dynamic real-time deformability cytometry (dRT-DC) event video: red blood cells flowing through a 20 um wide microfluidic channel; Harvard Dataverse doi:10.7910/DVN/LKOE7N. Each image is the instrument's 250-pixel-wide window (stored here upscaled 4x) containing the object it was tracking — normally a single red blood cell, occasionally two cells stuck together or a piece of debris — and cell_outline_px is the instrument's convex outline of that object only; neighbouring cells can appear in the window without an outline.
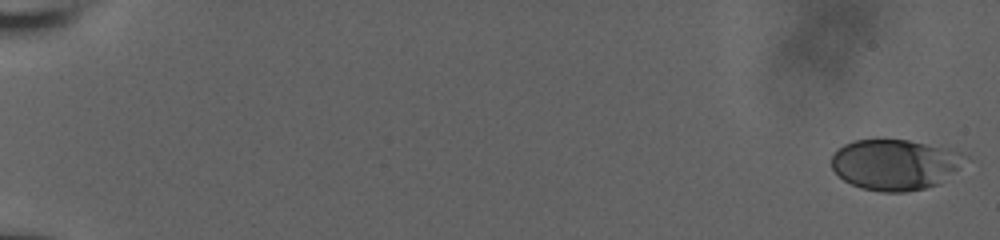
{"species": "human", "species_latin": "Homo sapiens", "temperature_condition": "room temperature", "stored_images_in_passage": 58, "camera_frame_rate_fps": 3000, "um_per_image_px": 0.085, "donor": {"sex": "male"}, "frame": {"image": 1, "passage_image": 1, "time_ms": 0.0, "image_size_px": [1000, 240], "cell_outline_px": [[972, 160], [940, 184], [924, 188], [904, 192], [884, 192], [860, 188], [844, 180], [832, 168], [832, 152], [836, 148], [852, 140], [876, 136], [880, 136], [908, 140], [944, 148], [960, 152], [968, 156]], "centroid_in_image_um": [76.09, 13.94], "position_along_channel_um": 8.9, "area_um2": 40.75}}
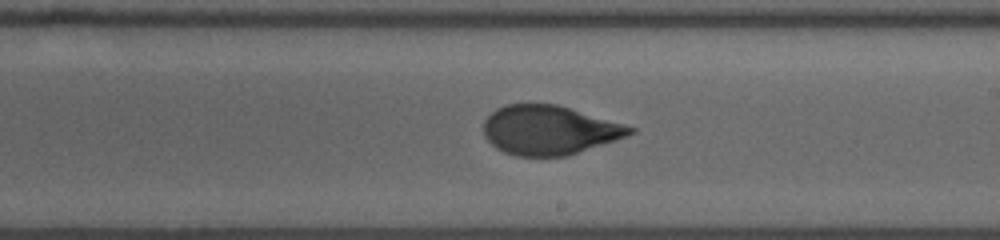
{"frame": {"image": 2, "passage_image": 36, "time_ms": 11.667, "image_size_px": [1000, 240], "cell_outline_px": [[636, 132], [628, 136], [568, 156], [516, 156], [504, 152], [496, 148], [484, 136], [484, 120], [496, 108], [504, 104], [556, 104], [624, 124], [636, 128]], "centroid_in_image_um": [46.68, 11.06], "position_along_channel_um": 242.3, "area_um2": 41.96}}
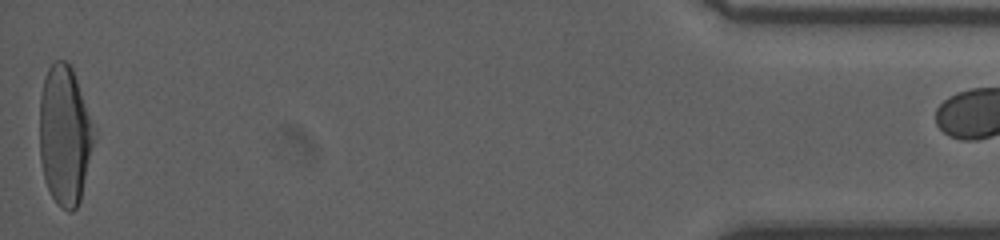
{"frame": {"image": 3, "passage_image": 57, "time_ms": 18.667, "image_size_px": [1000, 240], "cell_outline_px": [[96, 136], [80, 200], [76, 208], [72, 212], [68, 212], [60, 208], [56, 204], [44, 180], [40, 160], [40, 96], [44, 76], [48, 68], [56, 60], [64, 60], [72, 68], [96, 132]], "centroid_in_image_um": [5.49, 11.54], "position_along_channel_um": 429.7, "area_um2": 44.39}}